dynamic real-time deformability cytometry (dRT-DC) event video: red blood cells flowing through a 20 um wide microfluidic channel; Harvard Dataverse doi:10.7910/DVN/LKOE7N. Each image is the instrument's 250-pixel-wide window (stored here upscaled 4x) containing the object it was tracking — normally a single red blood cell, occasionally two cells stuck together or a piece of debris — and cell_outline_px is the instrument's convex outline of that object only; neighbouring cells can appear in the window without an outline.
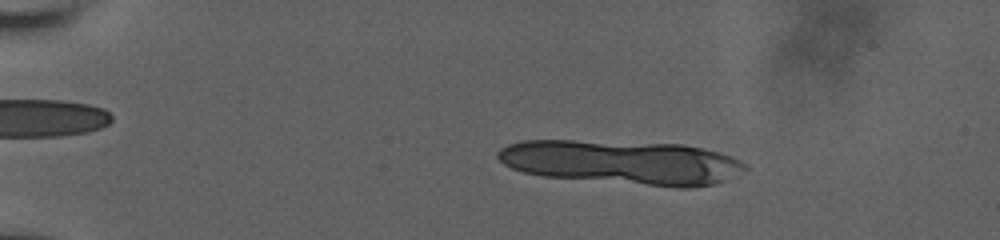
{"species": "human", "species_latin": "Homo sapiens", "temperature_condition": "room temperature", "stored_images_in_passage": 18, "camera_frame_rate_fps": 3000, "um_per_image_px": 0.085, "donor": {"sex": "male"}, "frame": {"image": 1, "passage_image": 11, "time_ms": 3.333, "image_size_px": [1000, 240], "cell_outline_px": [[748, 168], [724, 180], [712, 184], [688, 188], [676, 188], [544, 176], [524, 172], [512, 168], [504, 164], [496, 156], [496, 152], [500, 148], [508, 144], [524, 140], [572, 140], [684, 144], [704, 148], [720, 152], [732, 156], [748, 164]], "centroid_in_image_um": [52.89, 13.79], "position_along_channel_um": 32.1, "area_um2": 63.87}}